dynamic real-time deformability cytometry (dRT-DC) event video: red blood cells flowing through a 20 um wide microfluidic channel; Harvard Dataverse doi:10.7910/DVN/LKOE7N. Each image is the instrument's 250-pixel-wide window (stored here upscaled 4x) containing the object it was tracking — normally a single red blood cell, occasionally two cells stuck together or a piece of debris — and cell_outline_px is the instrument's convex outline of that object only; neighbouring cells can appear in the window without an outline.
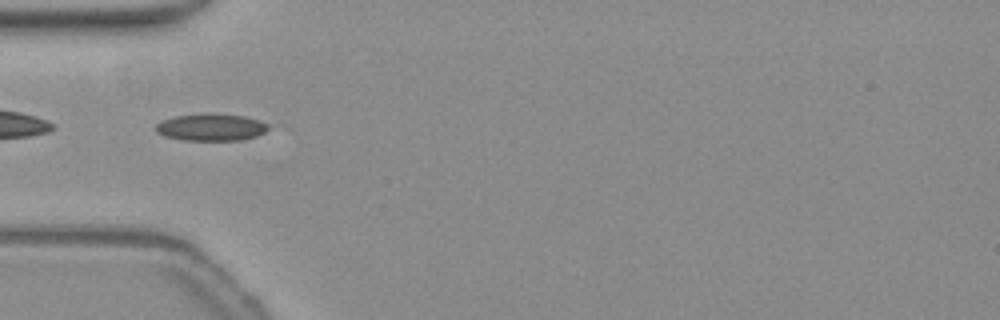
{"species": "common noctule bat (a hibernating species)", "species_latin": "Nyctalus noctula", "temperature_condition": "warm", "stored_images_in_passage": 35, "camera_frame_rate_fps": 3000, "um_per_image_px": 0.085, "animal": {"sex": "female", "body_mass_g": 19.3, "forearm_length_mm": 54.1}, "frame": {"image": 1, "passage_image": 1, "time_ms": 0.0, "image_size_px": [1000, 320], "cell_outline_px": [[268, 128], [264, 132], [256, 136], [240, 140], [184, 140], [164, 136], [156, 132], [156, 124], [164, 120], [176, 116], [200, 112], [212, 112], [244, 116], [260, 120], [268, 124]], "centroid_in_image_um": [17.94, 10.79], "position_along_channel_um": 67.1, "area_um2": 17.98}}
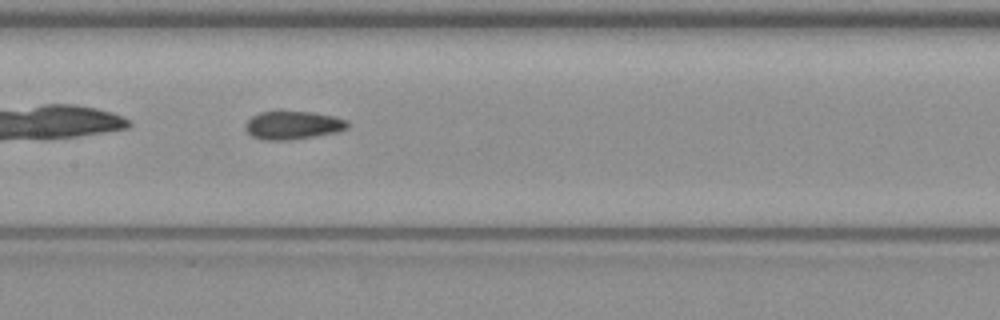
{"frame": {"image": 2, "passage_image": 10, "time_ms": 3.0, "image_size_px": [1000, 320], "cell_outline_px": [[348, 128], [336, 132], [288, 140], [264, 140], [252, 136], [244, 128], [244, 124], [252, 116], [260, 112], [280, 108], [312, 112], [336, 116], [348, 120]], "centroid_in_image_um": [24.86, 10.59], "position_along_channel_um": 182.5, "area_um2": 17.46}}
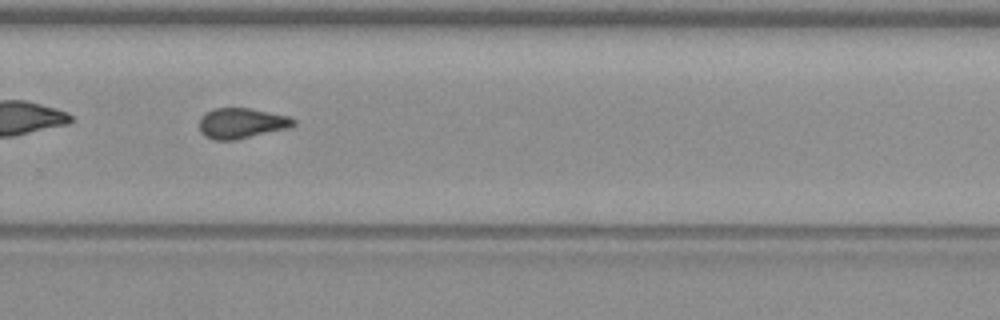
{"frame": {"image": 3, "passage_image": 20, "time_ms": 6.333, "image_size_px": [1000, 320], "cell_outline_px": [[296, 124], [288, 128], [236, 140], [212, 140], [204, 136], [200, 132], [200, 116], [216, 108], [248, 108], [288, 116], [296, 120]], "centroid_in_image_um": [20.51, 10.49], "position_along_channel_um": 309.3, "area_um2": 16.65}, "authors_computed_cell_mechanics": {"area_um2": 17.1088, "velocity_mm_per_s": 3.8189, "shape_relaxation_time_tau1_ms": null, "shape_relaxation_time_tau2_ms": 3.7817, "deformation_change_tau1": null, "deformation_change_tau2": 0.1099}}